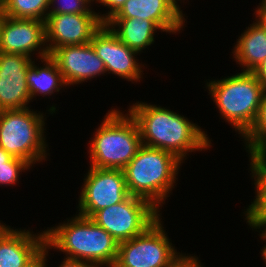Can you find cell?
Segmentation results:
<instances>
[{
    "label": "cell",
    "mask_w": 266,
    "mask_h": 267,
    "mask_svg": "<svg viewBox=\"0 0 266 267\" xmlns=\"http://www.w3.org/2000/svg\"><path fill=\"white\" fill-rule=\"evenodd\" d=\"M106 266L104 264L96 263V262H87V261H78L74 260V267H100V266Z\"/></svg>",
    "instance_id": "cell-32"
},
{
    "label": "cell",
    "mask_w": 266,
    "mask_h": 267,
    "mask_svg": "<svg viewBox=\"0 0 266 267\" xmlns=\"http://www.w3.org/2000/svg\"><path fill=\"white\" fill-rule=\"evenodd\" d=\"M5 227H6V224L3 225V224L0 223V232H1Z\"/></svg>",
    "instance_id": "cell-37"
},
{
    "label": "cell",
    "mask_w": 266,
    "mask_h": 267,
    "mask_svg": "<svg viewBox=\"0 0 266 267\" xmlns=\"http://www.w3.org/2000/svg\"><path fill=\"white\" fill-rule=\"evenodd\" d=\"M90 44L103 60L106 72L128 81H139L142 66L135 59L138 52L122 43L106 24L93 35Z\"/></svg>",
    "instance_id": "cell-13"
},
{
    "label": "cell",
    "mask_w": 266,
    "mask_h": 267,
    "mask_svg": "<svg viewBox=\"0 0 266 267\" xmlns=\"http://www.w3.org/2000/svg\"><path fill=\"white\" fill-rule=\"evenodd\" d=\"M178 1H180V0H178ZM167 2L173 7V9L176 12H178L184 18L182 10L180 11V7H179V5H177V3H178L177 0H167Z\"/></svg>",
    "instance_id": "cell-34"
},
{
    "label": "cell",
    "mask_w": 266,
    "mask_h": 267,
    "mask_svg": "<svg viewBox=\"0 0 266 267\" xmlns=\"http://www.w3.org/2000/svg\"><path fill=\"white\" fill-rule=\"evenodd\" d=\"M238 39L234 47V58L243 71L252 72L258 64L266 58V29H264L257 21Z\"/></svg>",
    "instance_id": "cell-18"
},
{
    "label": "cell",
    "mask_w": 266,
    "mask_h": 267,
    "mask_svg": "<svg viewBox=\"0 0 266 267\" xmlns=\"http://www.w3.org/2000/svg\"><path fill=\"white\" fill-rule=\"evenodd\" d=\"M98 15L99 14L48 15L45 21V33L46 47L49 54L58 47L89 43L93 35L104 24Z\"/></svg>",
    "instance_id": "cell-10"
},
{
    "label": "cell",
    "mask_w": 266,
    "mask_h": 267,
    "mask_svg": "<svg viewBox=\"0 0 266 267\" xmlns=\"http://www.w3.org/2000/svg\"><path fill=\"white\" fill-rule=\"evenodd\" d=\"M134 17L154 21L166 33L180 31L186 21L167 0H127L112 18Z\"/></svg>",
    "instance_id": "cell-16"
},
{
    "label": "cell",
    "mask_w": 266,
    "mask_h": 267,
    "mask_svg": "<svg viewBox=\"0 0 266 267\" xmlns=\"http://www.w3.org/2000/svg\"><path fill=\"white\" fill-rule=\"evenodd\" d=\"M105 24L122 43L138 53L154 43V31L161 30L154 21L136 17L111 18Z\"/></svg>",
    "instance_id": "cell-17"
},
{
    "label": "cell",
    "mask_w": 266,
    "mask_h": 267,
    "mask_svg": "<svg viewBox=\"0 0 266 267\" xmlns=\"http://www.w3.org/2000/svg\"><path fill=\"white\" fill-rule=\"evenodd\" d=\"M45 43L46 33L44 21L16 19L2 14L0 52L22 54L31 57L33 51L40 50L38 56L41 59L50 55L47 47H44Z\"/></svg>",
    "instance_id": "cell-11"
},
{
    "label": "cell",
    "mask_w": 266,
    "mask_h": 267,
    "mask_svg": "<svg viewBox=\"0 0 266 267\" xmlns=\"http://www.w3.org/2000/svg\"><path fill=\"white\" fill-rule=\"evenodd\" d=\"M49 247L45 245L43 249L31 260L29 261L26 265L23 267H46V256L48 255ZM47 253V254H46Z\"/></svg>",
    "instance_id": "cell-28"
},
{
    "label": "cell",
    "mask_w": 266,
    "mask_h": 267,
    "mask_svg": "<svg viewBox=\"0 0 266 267\" xmlns=\"http://www.w3.org/2000/svg\"><path fill=\"white\" fill-rule=\"evenodd\" d=\"M260 231H262L261 238H263L264 240H266V230L264 229V230H260ZM263 248L264 249H262L263 251H262L261 254H262L263 259H264V262L266 264V245Z\"/></svg>",
    "instance_id": "cell-36"
},
{
    "label": "cell",
    "mask_w": 266,
    "mask_h": 267,
    "mask_svg": "<svg viewBox=\"0 0 266 267\" xmlns=\"http://www.w3.org/2000/svg\"><path fill=\"white\" fill-rule=\"evenodd\" d=\"M41 61L45 62V67H36L37 65L32 61L27 70L26 81L31 99L37 94L51 96L54 92H59L60 87L67 86L58 65L50 55L41 58Z\"/></svg>",
    "instance_id": "cell-19"
},
{
    "label": "cell",
    "mask_w": 266,
    "mask_h": 267,
    "mask_svg": "<svg viewBox=\"0 0 266 267\" xmlns=\"http://www.w3.org/2000/svg\"><path fill=\"white\" fill-rule=\"evenodd\" d=\"M77 215L67 223L47 229L46 245L64 252L67 259L113 267L119 243L91 218Z\"/></svg>",
    "instance_id": "cell-2"
},
{
    "label": "cell",
    "mask_w": 266,
    "mask_h": 267,
    "mask_svg": "<svg viewBox=\"0 0 266 267\" xmlns=\"http://www.w3.org/2000/svg\"><path fill=\"white\" fill-rule=\"evenodd\" d=\"M266 90V58L252 71Z\"/></svg>",
    "instance_id": "cell-29"
},
{
    "label": "cell",
    "mask_w": 266,
    "mask_h": 267,
    "mask_svg": "<svg viewBox=\"0 0 266 267\" xmlns=\"http://www.w3.org/2000/svg\"><path fill=\"white\" fill-rule=\"evenodd\" d=\"M247 220L248 225L254 229H260L261 227L266 230V219H249L247 216L245 218Z\"/></svg>",
    "instance_id": "cell-31"
},
{
    "label": "cell",
    "mask_w": 266,
    "mask_h": 267,
    "mask_svg": "<svg viewBox=\"0 0 266 267\" xmlns=\"http://www.w3.org/2000/svg\"><path fill=\"white\" fill-rule=\"evenodd\" d=\"M129 195L123 170L90 166L79 196V215L91 218L97 211L120 203Z\"/></svg>",
    "instance_id": "cell-9"
},
{
    "label": "cell",
    "mask_w": 266,
    "mask_h": 267,
    "mask_svg": "<svg viewBox=\"0 0 266 267\" xmlns=\"http://www.w3.org/2000/svg\"><path fill=\"white\" fill-rule=\"evenodd\" d=\"M256 199L244 214L249 219H266V189H256Z\"/></svg>",
    "instance_id": "cell-25"
},
{
    "label": "cell",
    "mask_w": 266,
    "mask_h": 267,
    "mask_svg": "<svg viewBox=\"0 0 266 267\" xmlns=\"http://www.w3.org/2000/svg\"><path fill=\"white\" fill-rule=\"evenodd\" d=\"M57 0H50V6L53 5V8H49L48 15L54 14H98L89 8L91 4L87 0H58V4L54 7ZM60 1V3H59ZM60 5V6H59ZM51 9V10H50Z\"/></svg>",
    "instance_id": "cell-22"
},
{
    "label": "cell",
    "mask_w": 266,
    "mask_h": 267,
    "mask_svg": "<svg viewBox=\"0 0 266 267\" xmlns=\"http://www.w3.org/2000/svg\"><path fill=\"white\" fill-rule=\"evenodd\" d=\"M43 113L24 109L0 111V146L31 166L46 158Z\"/></svg>",
    "instance_id": "cell-6"
},
{
    "label": "cell",
    "mask_w": 266,
    "mask_h": 267,
    "mask_svg": "<svg viewBox=\"0 0 266 267\" xmlns=\"http://www.w3.org/2000/svg\"><path fill=\"white\" fill-rule=\"evenodd\" d=\"M25 231L7 226L0 232V267H23L46 245L45 231Z\"/></svg>",
    "instance_id": "cell-15"
},
{
    "label": "cell",
    "mask_w": 266,
    "mask_h": 267,
    "mask_svg": "<svg viewBox=\"0 0 266 267\" xmlns=\"http://www.w3.org/2000/svg\"><path fill=\"white\" fill-rule=\"evenodd\" d=\"M160 217L142 234L119 243L113 267H168L180 255L166 236Z\"/></svg>",
    "instance_id": "cell-8"
},
{
    "label": "cell",
    "mask_w": 266,
    "mask_h": 267,
    "mask_svg": "<svg viewBox=\"0 0 266 267\" xmlns=\"http://www.w3.org/2000/svg\"><path fill=\"white\" fill-rule=\"evenodd\" d=\"M181 163L168 151L142 145L123 169L129 194L159 209L174 188Z\"/></svg>",
    "instance_id": "cell-3"
},
{
    "label": "cell",
    "mask_w": 266,
    "mask_h": 267,
    "mask_svg": "<svg viewBox=\"0 0 266 267\" xmlns=\"http://www.w3.org/2000/svg\"><path fill=\"white\" fill-rule=\"evenodd\" d=\"M250 167L256 189H266V148L250 153Z\"/></svg>",
    "instance_id": "cell-24"
},
{
    "label": "cell",
    "mask_w": 266,
    "mask_h": 267,
    "mask_svg": "<svg viewBox=\"0 0 266 267\" xmlns=\"http://www.w3.org/2000/svg\"><path fill=\"white\" fill-rule=\"evenodd\" d=\"M94 134L89 148L91 167L123 170L142 146L135 119L117 109L108 111Z\"/></svg>",
    "instance_id": "cell-5"
},
{
    "label": "cell",
    "mask_w": 266,
    "mask_h": 267,
    "mask_svg": "<svg viewBox=\"0 0 266 267\" xmlns=\"http://www.w3.org/2000/svg\"><path fill=\"white\" fill-rule=\"evenodd\" d=\"M2 13L0 11V25H1Z\"/></svg>",
    "instance_id": "cell-38"
},
{
    "label": "cell",
    "mask_w": 266,
    "mask_h": 267,
    "mask_svg": "<svg viewBox=\"0 0 266 267\" xmlns=\"http://www.w3.org/2000/svg\"><path fill=\"white\" fill-rule=\"evenodd\" d=\"M49 6L50 0H0L1 13L16 19H36L45 22Z\"/></svg>",
    "instance_id": "cell-20"
},
{
    "label": "cell",
    "mask_w": 266,
    "mask_h": 267,
    "mask_svg": "<svg viewBox=\"0 0 266 267\" xmlns=\"http://www.w3.org/2000/svg\"><path fill=\"white\" fill-rule=\"evenodd\" d=\"M31 63L26 55L0 52V110L28 108L32 99L26 78Z\"/></svg>",
    "instance_id": "cell-12"
},
{
    "label": "cell",
    "mask_w": 266,
    "mask_h": 267,
    "mask_svg": "<svg viewBox=\"0 0 266 267\" xmlns=\"http://www.w3.org/2000/svg\"><path fill=\"white\" fill-rule=\"evenodd\" d=\"M219 113L244 137L254 126L260 111L264 86L249 71L207 82Z\"/></svg>",
    "instance_id": "cell-4"
},
{
    "label": "cell",
    "mask_w": 266,
    "mask_h": 267,
    "mask_svg": "<svg viewBox=\"0 0 266 267\" xmlns=\"http://www.w3.org/2000/svg\"><path fill=\"white\" fill-rule=\"evenodd\" d=\"M261 6H257L258 9L255 11L258 19H256L257 23H259L264 29H266V2L262 0Z\"/></svg>",
    "instance_id": "cell-30"
},
{
    "label": "cell",
    "mask_w": 266,
    "mask_h": 267,
    "mask_svg": "<svg viewBox=\"0 0 266 267\" xmlns=\"http://www.w3.org/2000/svg\"><path fill=\"white\" fill-rule=\"evenodd\" d=\"M59 267H74V260L64 258V261L60 264Z\"/></svg>",
    "instance_id": "cell-35"
},
{
    "label": "cell",
    "mask_w": 266,
    "mask_h": 267,
    "mask_svg": "<svg viewBox=\"0 0 266 267\" xmlns=\"http://www.w3.org/2000/svg\"><path fill=\"white\" fill-rule=\"evenodd\" d=\"M198 257L181 255L168 267H203Z\"/></svg>",
    "instance_id": "cell-27"
},
{
    "label": "cell",
    "mask_w": 266,
    "mask_h": 267,
    "mask_svg": "<svg viewBox=\"0 0 266 267\" xmlns=\"http://www.w3.org/2000/svg\"><path fill=\"white\" fill-rule=\"evenodd\" d=\"M127 0H98L99 3L104 5L107 8H110V11L106 14L98 15L100 20L105 24L109 19H111L124 5Z\"/></svg>",
    "instance_id": "cell-26"
},
{
    "label": "cell",
    "mask_w": 266,
    "mask_h": 267,
    "mask_svg": "<svg viewBox=\"0 0 266 267\" xmlns=\"http://www.w3.org/2000/svg\"><path fill=\"white\" fill-rule=\"evenodd\" d=\"M11 158L12 156L0 146V166H7V162Z\"/></svg>",
    "instance_id": "cell-33"
},
{
    "label": "cell",
    "mask_w": 266,
    "mask_h": 267,
    "mask_svg": "<svg viewBox=\"0 0 266 267\" xmlns=\"http://www.w3.org/2000/svg\"><path fill=\"white\" fill-rule=\"evenodd\" d=\"M149 201L129 195L124 201L97 211L91 219L118 243L142 234L160 216Z\"/></svg>",
    "instance_id": "cell-7"
},
{
    "label": "cell",
    "mask_w": 266,
    "mask_h": 267,
    "mask_svg": "<svg viewBox=\"0 0 266 267\" xmlns=\"http://www.w3.org/2000/svg\"><path fill=\"white\" fill-rule=\"evenodd\" d=\"M246 140V148L249 154L266 148V90L263 94L259 115L254 126L243 137Z\"/></svg>",
    "instance_id": "cell-21"
},
{
    "label": "cell",
    "mask_w": 266,
    "mask_h": 267,
    "mask_svg": "<svg viewBox=\"0 0 266 267\" xmlns=\"http://www.w3.org/2000/svg\"><path fill=\"white\" fill-rule=\"evenodd\" d=\"M128 112L138 125L142 145L168 151L181 161L187 152L211 146L207 134L198 125L174 111L138 102Z\"/></svg>",
    "instance_id": "cell-1"
},
{
    "label": "cell",
    "mask_w": 266,
    "mask_h": 267,
    "mask_svg": "<svg viewBox=\"0 0 266 267\" xmlns=\"http://www.w3.org/2000/svg\"><path fill=\"white\" fill-rule=\"evenodd\" d=\"M50 56L58 65L66 85L85 82L106 73L103 60L89 43L56 48Z\"/></svg>",
    "instance_id": "cell-14"
},
{
    "label": "cell",
    "mask_w": 266,
    "mask_h": 267,
    "mask_svg": "<svg viewBox=\"0 0 266 267\" xmlns=\"http://www.w3.org/2000/svg\"><path fill=\"white\" fill-rule=\"evenodd\" d=\"M31 165L20 158L12 157L7 166H0V186L14 185L19 178L20 172L30 169Z\"/></svg>",
    "instance_id": "cell-23"
}]
</instances>
